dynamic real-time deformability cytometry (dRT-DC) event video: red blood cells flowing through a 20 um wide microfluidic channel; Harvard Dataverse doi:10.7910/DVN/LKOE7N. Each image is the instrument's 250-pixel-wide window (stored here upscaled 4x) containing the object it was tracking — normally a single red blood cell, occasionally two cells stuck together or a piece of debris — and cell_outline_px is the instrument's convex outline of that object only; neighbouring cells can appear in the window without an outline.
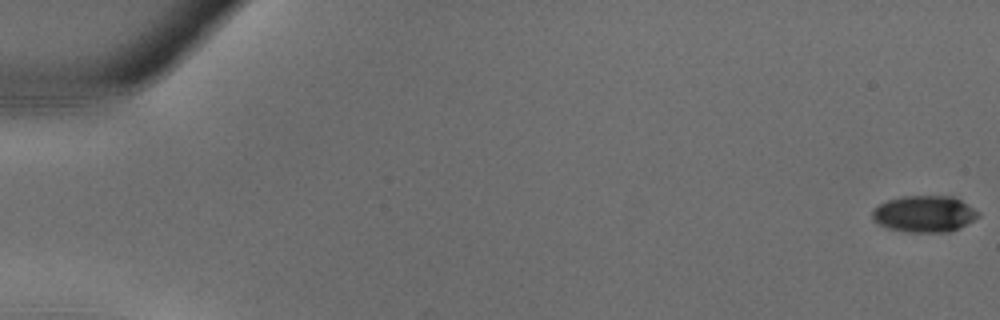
{"species": "common noctule bat (a hibernating species)", "species_latin": "Nyctalus noctula", "temperature_condition": "warm", "stored_images_in_passage": 38, "camera_frame_rate_fps": 3000, "um_per_image_px": 0.085, "animal": {"sex": "male", "body_mass_g": 18.8}, "frame": {"image": 1, "passage_image": 1, "time_ms": 0.0, "image_size_px": [1000, 320], "cell_outline_px": [[980, 216], [960, 228], [948, 232], [908, 232], [888, 228], [872, 220], [872, 212], [880, 204], [888, 200], [904, 196], [952, 196], [960, 200], [980, 212]], "centroid_in_image_um": [78.59, 18.19], "position_along_channel_um": 6.4, "area_um2": 22.43}}
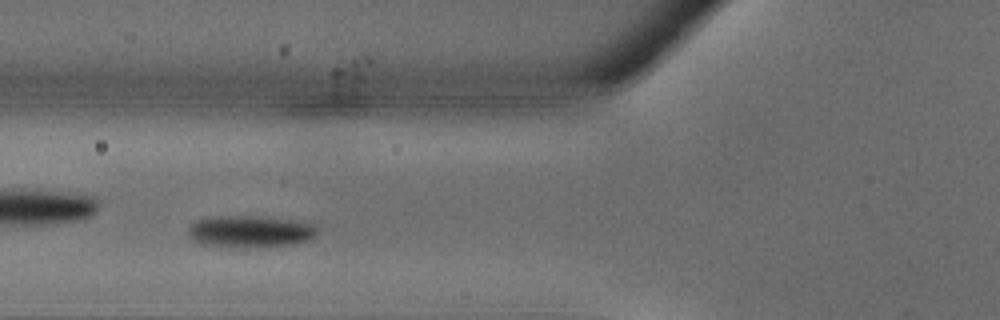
{"frame": {"image": 2, "passage_image": 16, "time_ms": 5.0, "image_size_px": [1000, 320], "cell_outline_px": [[320, 232], [316, 236], [308, 240], [296, 244], [248, 248], [200, 244], [192, 240], [188, 236], [188, 224], [196, 220], [208, 216], [260, 216], [316, 224]], "centroid_in_image_um": [21.25, 19.68], "position_along_channel_um": 104.6, "area_um2": 24.51}}
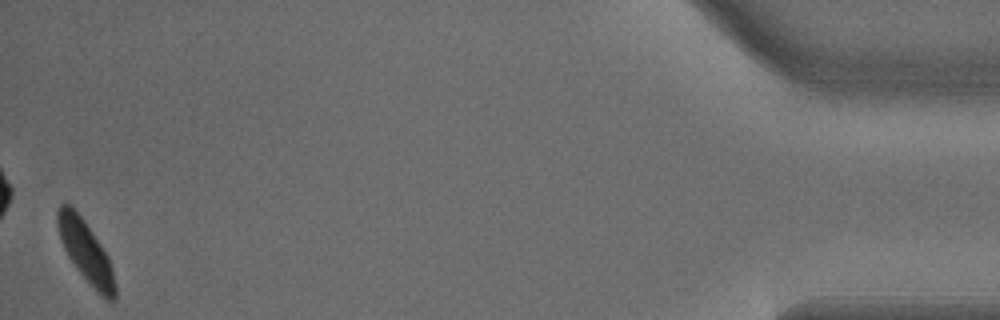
{"frame": {"image": 3, "passage_image": 38, "time_ms": 12.333, "image_size_px": [1000, 320], "cell_outline_px": [[116, 300], [108, 300], [100, 296], [96, 292], [80, 272], [68, 256], [64, 248], [56, 224], [56, 212], [60, 204], [72, 204], [84, 220], [108, 256], [112, 268], [116, 284]], "centroid_in_image_um": [7.29, 21.37], "position_along_channel_um": 427.9, "area_um2": 20.58}}